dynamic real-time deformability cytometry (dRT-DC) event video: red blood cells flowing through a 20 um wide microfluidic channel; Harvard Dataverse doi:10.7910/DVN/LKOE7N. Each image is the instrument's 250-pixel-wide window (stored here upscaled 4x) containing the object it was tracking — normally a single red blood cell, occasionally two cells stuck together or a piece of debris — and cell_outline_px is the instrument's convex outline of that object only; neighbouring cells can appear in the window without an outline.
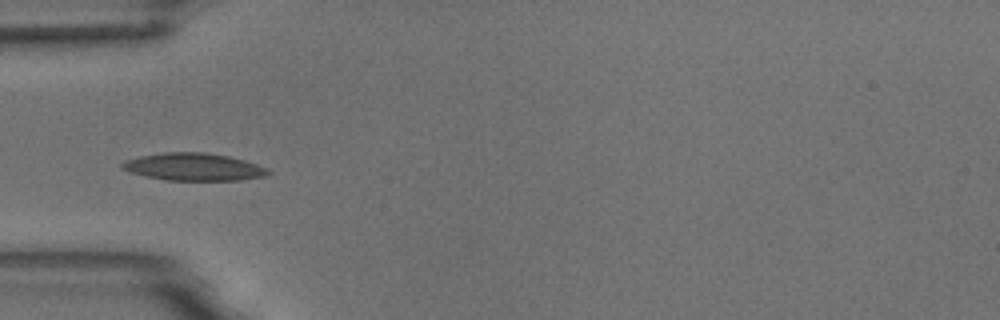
{"species": "common noctule bat (a hibernating species)", "species_latin": "Nyctalus noctula", "temperature_condition": "room temperature", "stored_images_in_passage": 10, "camera_frame_rate_fps": 3000, "um_per_image_px": 0.085, "animal": {"sex": "male", "body_mass_g": 18.8}, "frame": {"image": 1, "passage_image": 5, "time_ms": 5.667, "image_size_px": [1000, 320], "cell_outline_px": [[272, 172], [264, 176], [240, 180], [164, 180], [132, 172], [120, 168], [120, 164], [124, 160], [140, 156], [164, 152], [204, 152], [228, 156], [244, 160], [268, 168]], "centroid_in_image_um": [16.46, 14.18], "position_along_channel_um": 68.5, "area_um2": 23.29}}
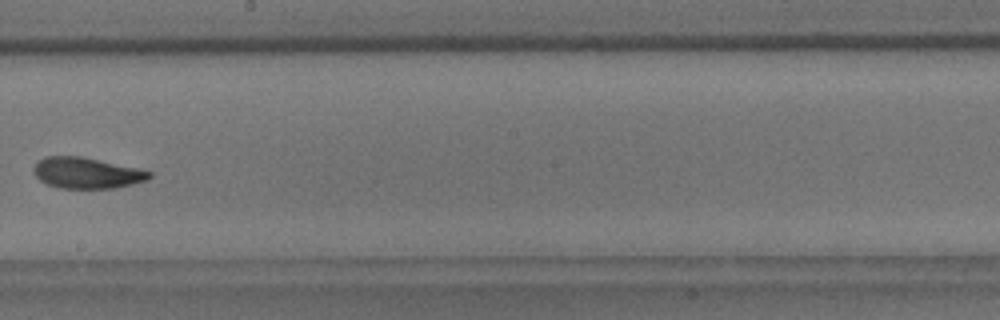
{"frame": {"image": 2, "passage_image": 9, "time_ms": 10.333, "image_size_px": [1000, 320], "cell_outline_px": [[152, 176], [144, 180], [132, 184], [116, 188], [60, 188], [48, 184], [40, 180], [36, 176], [32, 168], [36, 160], [44, 156], [80, 156], [136, 168], [152, 172]], "centroid_in_image_um": [7.31, 14.69], "position_along_channel_um": 240.9, "area_um2": 20.75}}
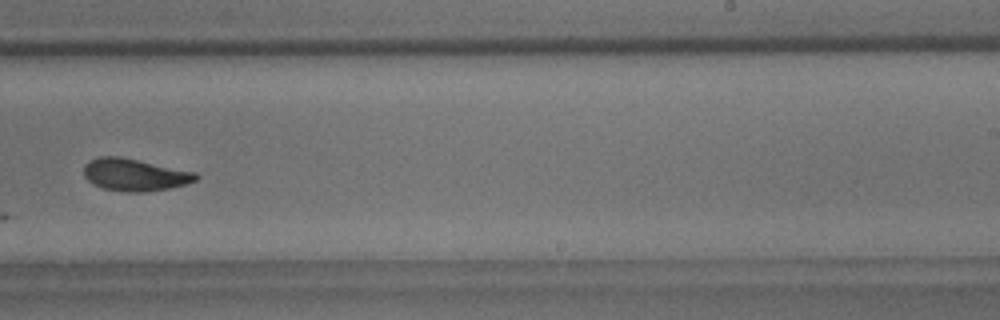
{"frame": {"image": 3, "passage_image": 10, "time_ms": 11.333, "image_size_px": [1000, 320], "cell_outline_px": [[200, 176], [196, 180], [184, 184], [168, 188], [148, 192], [124, 192], [104, 188], [92, 184], [84, 176], [84, 164], [88, 160], [100, 156], [120, 156], [196, 172]], "centroid_in_image_um": [11.42, 14.85], "position_along_channel_um": 277.6, "area_um2": 21.15}}